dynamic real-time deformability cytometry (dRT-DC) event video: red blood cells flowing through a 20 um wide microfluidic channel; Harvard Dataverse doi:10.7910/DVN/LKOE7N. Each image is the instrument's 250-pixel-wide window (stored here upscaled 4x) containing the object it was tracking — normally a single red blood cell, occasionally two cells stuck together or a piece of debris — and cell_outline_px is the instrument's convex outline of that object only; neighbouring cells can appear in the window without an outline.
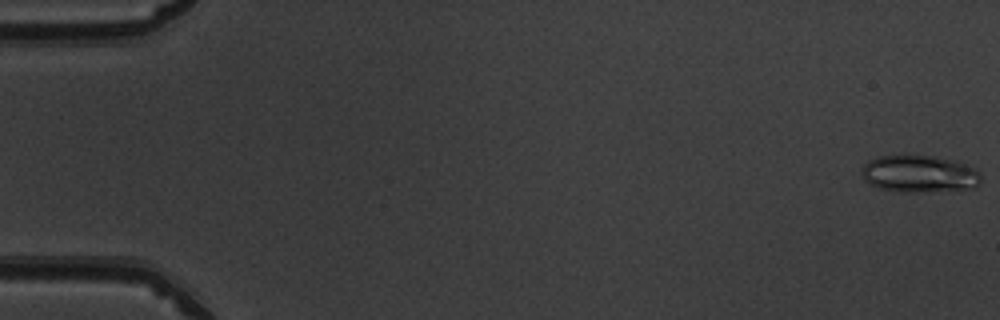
{"species": "common noctule bat (a hibernating species)", "species_latin": "Nyctalus noctula", "temperature_condition": "warm", "stored_images_in_passage": 52, "camera_frame_rate_fps": 3000, "um_per_image_px": 0.085, "animal": {"sex": "male", "body_mass_g": 19.5, "forearm_length_mm": 54.6}, "frame": {"image": 1, "passage_image": 1, "time_ms": 0.0, "image_size_px": [1000, 320], "cell_outline_px": [[980, 184], [976, 188], [916, 192], [900, 192], [880, 188], [864, 180], [860, 172], [864, 164], [868, 160], [876, 156], [904, 152], [936, 156], [956, 160], [976, 168], [980, 172]], "centroid_in_image_um": [78.13, 14.72], "position_along_channel_um": 6.9, "area_um2": 26.88}}
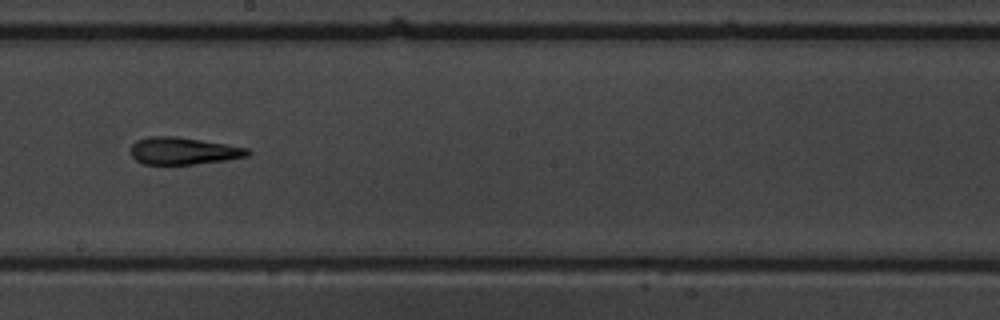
{"frame": {"image": 2, "passage_image": 30, "time_ms": 9.667, "image_size_px": [1000, 320], "cell_outline_px": [[252, 152], [248, 156], [228, 160], [196, 164], [144, 164], [136, 160], [132, 156], [132, 144], [136, 140], [148, 136], [176, 136], [248, 148]], "centroid_in_image_um": [15.6, 12.83], "position_along_channel_um": 232.6, "area_um2": 18.5}}
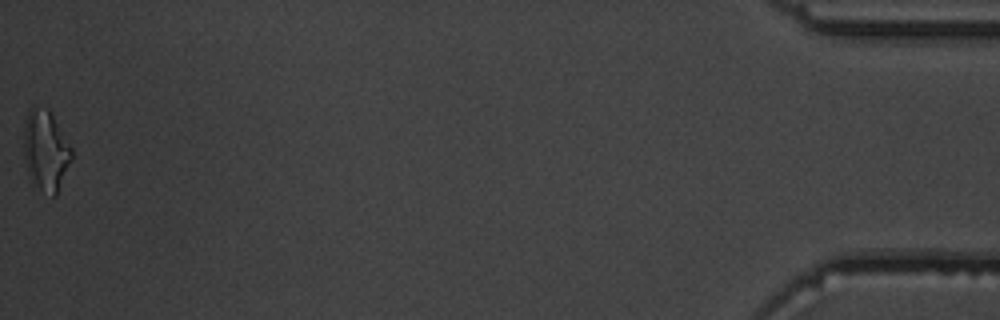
{"frame": {"image": 3, "passage_image": 52, "time_ms": 17.0, "image_size_px": [1000, 320], "cell_outline_px": [[72, 160], [56, 196], [52, 196], [32, 188], [24, 156], [24, 124], [28, 108], [32, 104], [48, 108], [72, 148]], "centroid_in_image_um": [3.87, 12.81], "position_along_channel_um": 431.3, "area_um2": 23.06}, "authors_computed_cell_mechanics": {"area_um2": 18.9295, "velocity_mm_per_s": 3.9854, "shape_relaxation_time_tau1_ms": 8.9112, "shape_relaxation_time_tau2_ms": 5.3508, "deformation_change_tau1": 0.2896, "deformation_change_tau2": 0.2111}}